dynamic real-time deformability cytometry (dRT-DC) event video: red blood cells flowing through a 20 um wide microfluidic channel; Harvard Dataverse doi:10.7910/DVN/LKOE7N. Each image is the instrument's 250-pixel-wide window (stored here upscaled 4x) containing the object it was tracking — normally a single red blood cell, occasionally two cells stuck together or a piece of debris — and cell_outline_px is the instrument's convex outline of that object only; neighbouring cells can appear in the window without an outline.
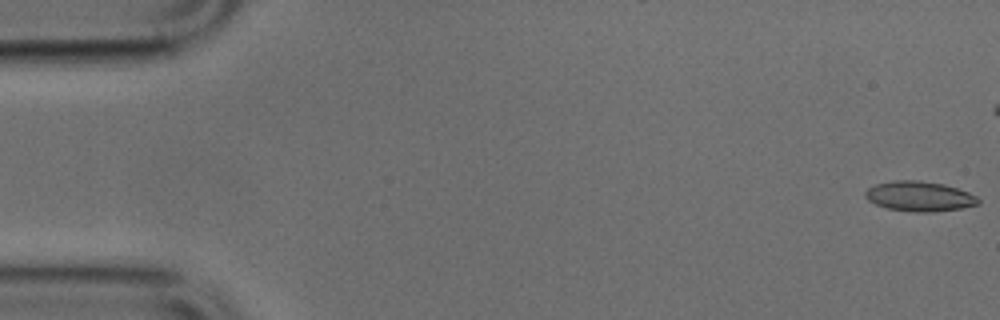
{"species": "common noctule bat (a hibernating species)", "species_latin": "Nyctalus noctula", "temperature_condition": "cold", "stored_images_in_passage": 41, "camera_frame_rate_fps": 3000, "um_per_image_px": 0.085, "animal": {"sex": "male", "body_mass_g": 17.9, "forearm_length_mm": 54.2}, "frame": {"image": 1, "passage_image": 1, "time_ms": 0.0, "image_size_px": [1000, 320], "cell_outline_px": [[980, 204], [964, 208], [932, 212], [916, 212], [888, 208], [876, 204], [868, 200], [864, 196], [864, 192], [868, 188], [876, 184], [892, 180], [916, 180], [944, 184], [968, 192], [976, 196], [980, 200]], "centroid_in_image_um": [78.16, 16.68], "position_along_channel_um": 6.8, "area_um2": 19.77}}
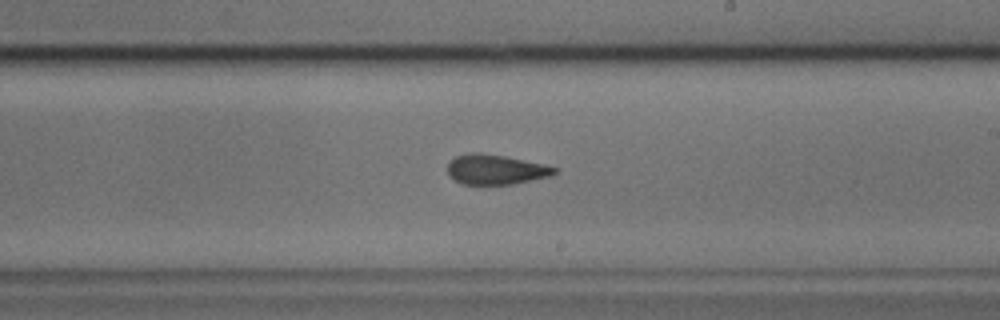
{"frame": {"image": 2, "passage_image": 29, "time_ms": 9.333, "image_size_px": [1000, 320], "cell_outline_px": [[560, 172], [552, 176], [512, 184], [460, 184], [448, 172], [448, 164], [456, 156], [472, 152], [480, 152], [504, 156], [544, 164], [560, 168]], "centroid_in_image_um": [42.21, 14.4], "position_along_channel_um": 246.8, "area_um2": 18.67}}
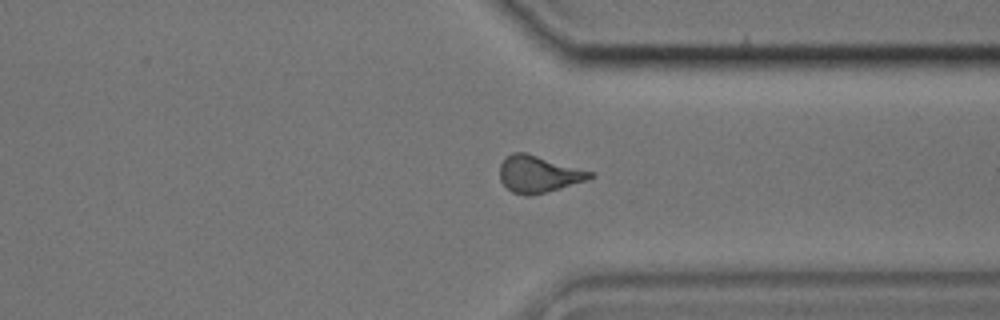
{"frame": {"image": 3, "passage_image": 38, "time_ms": 12.333, "image_size_px": [1000, 320], "cell_outline_px": [[596, 176], [560, 188], [528, 196], [524, 196], [512, 192], [500, 180], [500, 164], [504, 156], [512, 152], [524, 152], [596, 172]], "centroid_in_image_um": [45.76, 14.78], "position_along_channel_um": 365.6, "area_um2": 19.36}}